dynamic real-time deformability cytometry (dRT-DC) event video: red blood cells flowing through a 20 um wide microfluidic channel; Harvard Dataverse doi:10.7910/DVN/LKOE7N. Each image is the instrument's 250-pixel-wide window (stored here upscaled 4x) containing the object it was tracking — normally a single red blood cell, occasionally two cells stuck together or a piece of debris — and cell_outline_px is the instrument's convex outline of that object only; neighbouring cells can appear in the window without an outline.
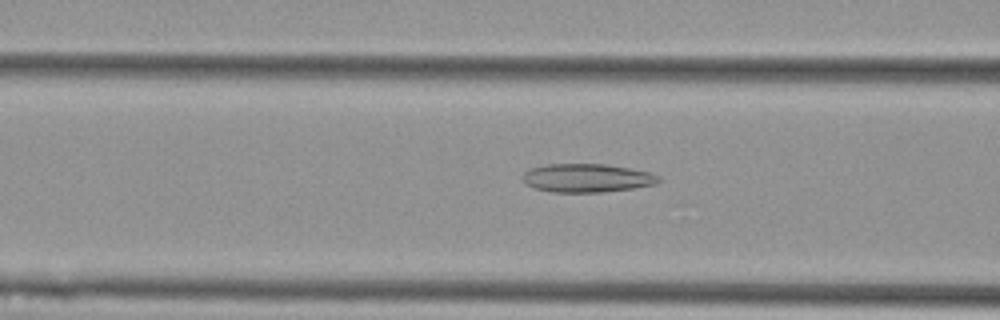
{"species": "Egyptian fruit bat (a non-hibernating species)", "species_latin": "Rousettus aegyptiacus", "temperature_condition": "cold", "stored_images_in_passage": 51, "camera_frame_rate_fps": 3000, "um_per_image_px": 0.085, "animal": {"sex": "female"}, "frame": {"image": 1, "passage_image": 18, "time_ms": 5.667, "image_size_px": [1000, 320], "cell_outline_px": [[660, 180], [656, 184], [632, 188], [600, 192], [552, 192], [532, 188], [524, 184], [520, 176], [524, 172], [532, 168], [548, 164], [608, 164], [648, 172], [660, 176]], "centroid_in_image_um": [49.83, 15.13], "position_along_channel_um": 116.8, "area_um2": 22.66}}
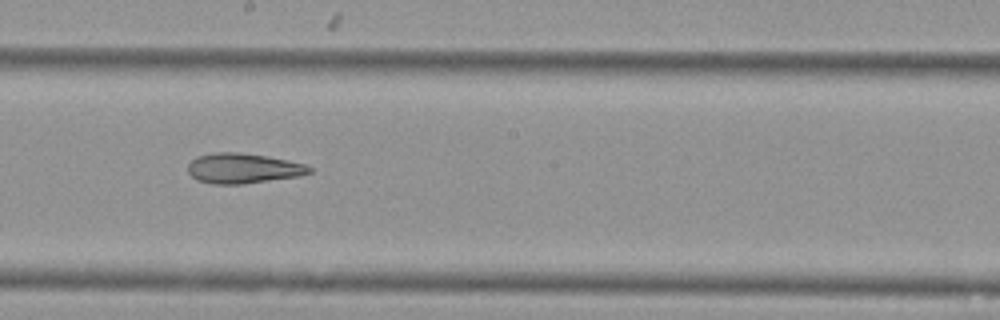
{"frame": {"image": 2, "passage_image": 27, "time_ms": 8.667, "image_size_px": [1000, 320], "cell_outline_px": [[312, 172], [296, 176], [240, 184], [212, 184], [196, 180], [188, 172], [188, 164], [196, 156], [212, 152], [240, 152], [268, 156], [288, 160], [304, 164], [312, 168]], "centroid_in_image_um": [20.61, 14.29], "position_along_channel_um": 227.6, "area_um2": 21.27}}
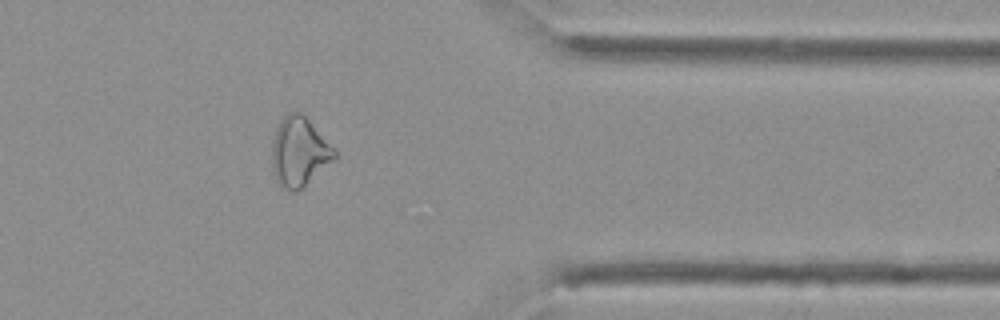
{"frame": {"image": 3, "passage_image": 41, "time_ms": 13.333, "image_size_px": [1000, 320], "cell_outline_px": [[336, 160], [300, 188], [292, 192], [280, 188], [272, 172], [272, 140], [276, 128], [280, 120], [288, 112], [300, 112], [308, 120], [336, 152]], "centroid_in_image_um": [25.39, 12.93], "position_along_channel_um": 386.0, "area_um2": 25.03}, "authors_computed_cell_mechanics": {"area_um2": 25.0274, "velocity_mm_per_s": 3.6986, "shape_relaxation_time_tau1_ms": null, "shape_relaxation_time_tau2_ms": 9.4477, "deformation_change_tau1": null, "deformation_change_tau2": 0.2214}}